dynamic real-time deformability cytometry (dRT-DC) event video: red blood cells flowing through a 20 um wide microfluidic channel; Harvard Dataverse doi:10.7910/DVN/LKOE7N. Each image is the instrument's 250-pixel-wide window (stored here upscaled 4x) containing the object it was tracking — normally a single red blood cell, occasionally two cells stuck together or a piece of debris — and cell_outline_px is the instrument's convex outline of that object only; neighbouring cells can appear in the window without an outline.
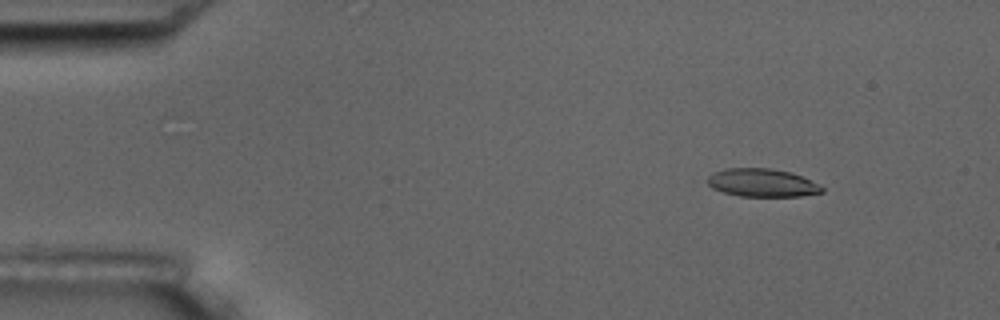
{"species": "common noctule bat (a hibernating species)", "species_latin": "Nyctalus noctula", "temperature_condition": "room temperature", "stored_images_in_passage": 5, "camera_frame_rate_fps": 3000, "um_per_image_px": 0.085, "animal": {"sex": "male", "body_mass_g": 17.5, "forearm_length_mm": 52.3}, "frame": {"image": 1, "passage_image": 2, "time_ms": 1.0, "image_size_px": [1000, 320], "cell_outline_px": [[824, 192], [800, 196], [740, 196], [724, 192], [712, 188], [692, 180], [712, 172], [728, 168], [772, 168], [788, 172], [800, 176], [820, 184], [824, 188]], "centroid_in_image_um": [64.57, 15.52], "position_along_channel_um": 20.4, "area_um2": 19.48}}
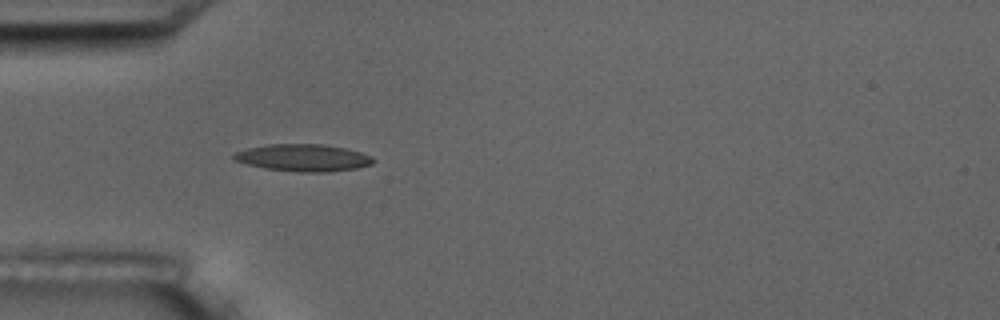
{"frame": {"image": 2, "passage_image": 5, "time_ms": 4.333, "image_size_px": [1000, 320], "cell_outline_px": [[376, 160], [372, 164], [356, 168], [328, 172], [300, 172], [264, 168], [248, 164], [236, 160], [232, 156], [236, 152], [248, 148], [268, 144], [324, 144], [344, 148], [360, 152], [372, 156]], "centroid_in_image_um": [25.81, 13.41], "position_along_channel_um": 59.2, "area_um2": 21.91}}